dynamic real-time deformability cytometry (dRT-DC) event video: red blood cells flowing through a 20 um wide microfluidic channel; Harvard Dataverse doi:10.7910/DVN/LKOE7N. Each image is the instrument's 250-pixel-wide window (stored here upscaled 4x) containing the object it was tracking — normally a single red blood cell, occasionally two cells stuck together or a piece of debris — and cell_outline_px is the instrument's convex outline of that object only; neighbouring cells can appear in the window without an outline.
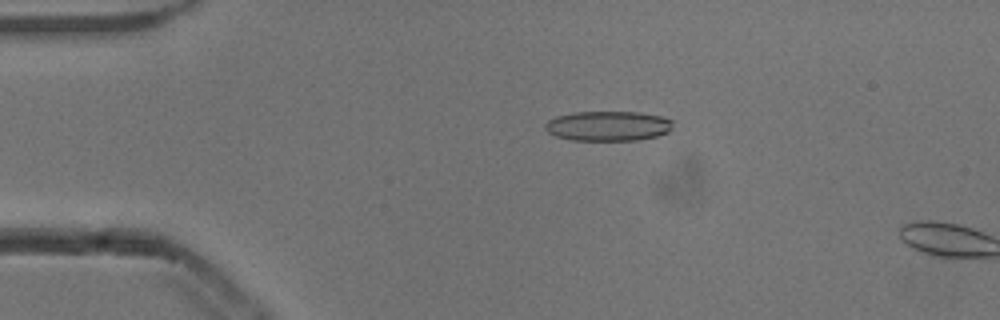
{"species": "common noctule bat (a hibernating species)", "species_latin": "Nyctalus noctula", "temperature_condition": "cold", "stored_images_in_passage": 9, "camera_frame_rate_fps": 3000, "um_per_image_px": 0.085, "animal": {"sex": "male", "body_mass_g": 13.3}, "frame": {"image": 1, "passage_image": 7, "time_ms": 2.0, "image_size_px": [1000, 320], "cell_outline_px": [[672, 128], [668, 132], [656, 136], [636, 140], [572, 140], [556, 136], [548, 132], [544, 128], [544, 124], [548, 120], [556, 116], [576, 112], [640, 112], [660, 116], [672, 120]], "centroid_in_image_um": [51.67, 10.7], "position_along_channel_um": 33.3, "area_um2": 22.2}}